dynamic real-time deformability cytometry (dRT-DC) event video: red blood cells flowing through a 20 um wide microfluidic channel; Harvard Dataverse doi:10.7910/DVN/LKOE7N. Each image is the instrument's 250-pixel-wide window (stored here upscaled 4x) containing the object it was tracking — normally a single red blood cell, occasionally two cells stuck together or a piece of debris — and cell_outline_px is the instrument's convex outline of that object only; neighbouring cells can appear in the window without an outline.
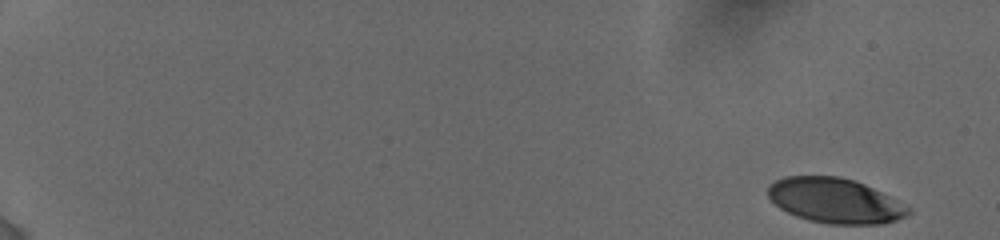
{"species": "human", "species_latin": "Homo sapiens", "temperature_condition": "cold", "stored_images_in_passage": 12, "camera_frame_rate_fps": 3000, "um_per_image_px": 0.085, "donor": {"sex": "female"}, "frame": {"image": 1, "passage_image": 1, "time_ms": 0.0, "image_size_px": [1000, 240], "cell_outline_px": [[912, 212], [896, 220], [884, 224], [828, 224], [808, 220], [796, 216], [780, 208], [768, 196], [768, 184], [784, 176], [840, 176], [864, 184], [912, 208]], "centroid_in_image_um": [70.96, 17.06], "position_along_channel_um": 14.0, "area_um2": 36.65}}
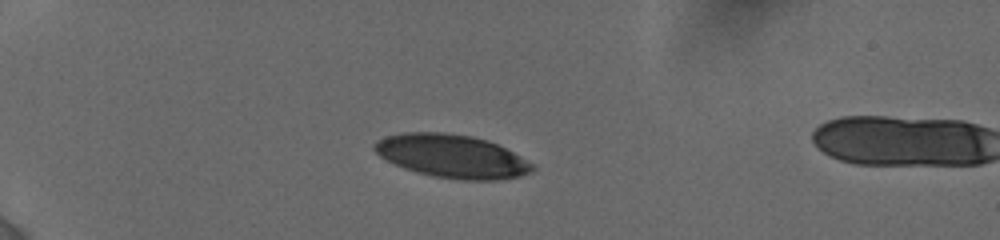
{"frame": {"image": 2, "passage_image": 7, "time_ms": 4.667, "image_size_px": [1000, 240], "cell_outline_px": [[536, 168], [532, 172], [520, 176], [496, 180], [464, 180], [432, 176], [416, 172], [404, 168], [380, 156], [372, 148], [372, 144], [376, 140], [384, 136], [404, 132], [444, 132], [472, 136], [488, 140], [536, 164]], "centroid_in_image_um": [38.42, 13.27], "position_along_channel_um": 46.6, "area_um2": 40.0}}
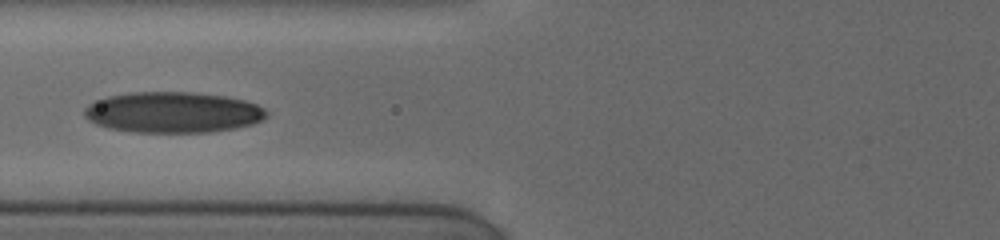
{"frame": {"image": 3, "passage_image": 11, "time_ms": 7.667, "image_size_px": [1000, 240], "cell_outline_px": [[268, 116], [264, 120], [252, 124], [236, 128], [208, 132], [132, 132], [108, 128], [96, 124], [88, 120], [84, 116], [84, 108], [88, 104], [96, 100], [108, 96], [128, 92], [192, 92], [224, 96], [244, 100], [256, 104], [264, 108], [268, 112]], "centroid_in_image_um": [14.69, 9.55], "position_along_channel_um": 111.1, "area_um2": 43.64}}